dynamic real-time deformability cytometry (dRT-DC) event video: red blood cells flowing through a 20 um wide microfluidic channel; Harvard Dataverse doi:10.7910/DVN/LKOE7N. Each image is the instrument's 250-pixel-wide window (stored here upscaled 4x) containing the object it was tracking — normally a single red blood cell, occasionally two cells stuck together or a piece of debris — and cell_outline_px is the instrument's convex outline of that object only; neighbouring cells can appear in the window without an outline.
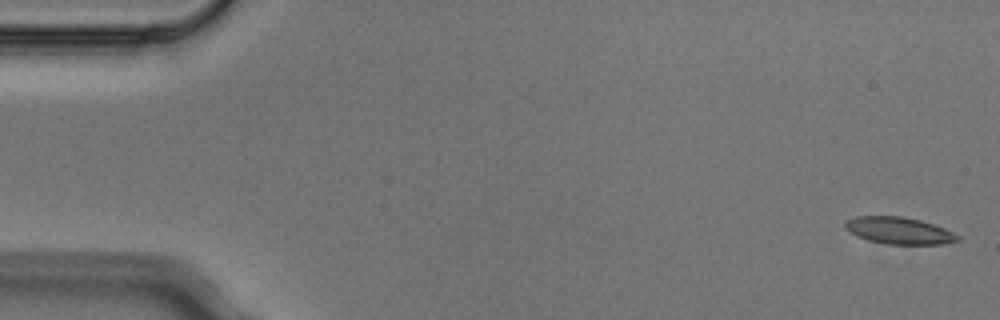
{"species": "Egyptian fruit bat (a non-hibernating species)", "species_latin": "Rousettus aegyptiacus", "temperature_condition": "cold", "stored_images_in_passage": 5, "segment_of_instrument_passage": [1, 2], "camera_frame_rate_fps": 3000, "um_per_image_px": 0.085, "animal": {"sex": "male"}, "frame": {"image": 1, "passage_image": 1, "time_ms": 0.0, "image_size_px": [1000, 320], "cell_outline_px": [[960, 240], [944, 244], [888, 244], [868, 240], [856, 236], [844, 228], [844, 224], [848, 220], [856, 216], [904, 216], [920, 220], [944, 228], [960, 236]], "centroid_in_image_um": [76.41, 19.6], "position_along_channel_um": 8.6, "area_um2": 17.63}}